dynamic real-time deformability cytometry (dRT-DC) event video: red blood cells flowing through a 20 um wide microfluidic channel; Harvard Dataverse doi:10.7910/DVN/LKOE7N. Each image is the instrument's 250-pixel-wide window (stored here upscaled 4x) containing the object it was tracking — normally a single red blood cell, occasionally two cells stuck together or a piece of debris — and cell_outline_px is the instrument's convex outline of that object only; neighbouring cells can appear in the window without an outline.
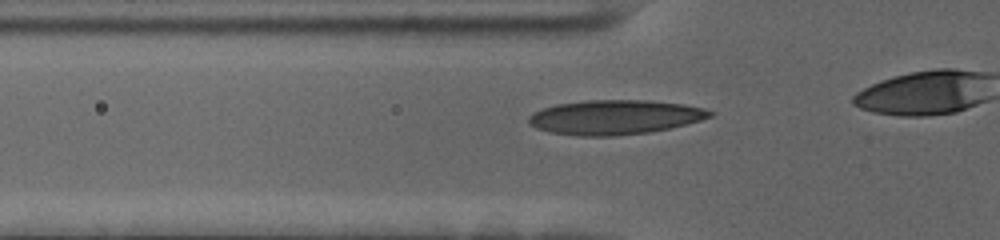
{"species": "human", "species_latin": "Homo sapiens", "temperature_condition": "cold", "stored_images_in_passage": 22, "camera_frame_rate_fps": 3000, "um_per_image_px": 0.085, "donor": {"sex": "female"}, "frame": {"image": 1, "passage_image": 16, "time_ms": 5.0, "image_size_px": [1000, 240], "cell_outline_px": [[712, 116], [700, 120], [668, 128], [648, 132], [616, 136], [576, 136], [548, 132], [536, 128], [528, 120], [528, 116], [532, 112], [556, 104], [588, 100], [644, 100], [684, 104], [704, 108], [712, 112]], "centroid_in_image_um": [52.21, 9.96], "position_along_channel_um": 73.6, "area_um2": 36.3}}
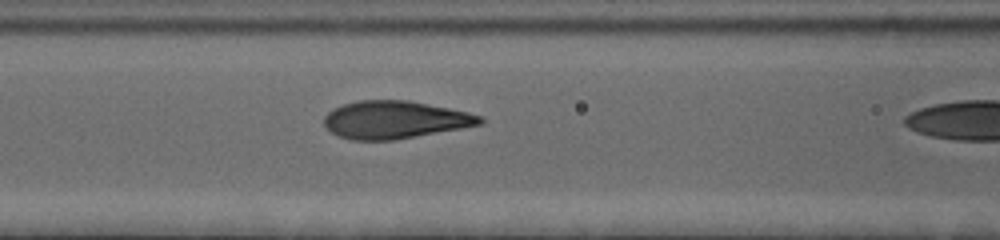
{"frame": {"image": 2, "passage_image": 21, "time_ms": 6.667, "image_size_px": [1000, 240], "cell_outline_px": [[484, 124], [396, 140], [352, 140], [336, 136], [324, 124], [324, 116], [332, 108], [344, 104], [360, 100], [408, 100], [468, 112], [480, 116], [484, 120]], "centroid_in_image_um": [33.55, 10.19], "position_along_channel_um": 133.0, "area_um2": 34.28}}